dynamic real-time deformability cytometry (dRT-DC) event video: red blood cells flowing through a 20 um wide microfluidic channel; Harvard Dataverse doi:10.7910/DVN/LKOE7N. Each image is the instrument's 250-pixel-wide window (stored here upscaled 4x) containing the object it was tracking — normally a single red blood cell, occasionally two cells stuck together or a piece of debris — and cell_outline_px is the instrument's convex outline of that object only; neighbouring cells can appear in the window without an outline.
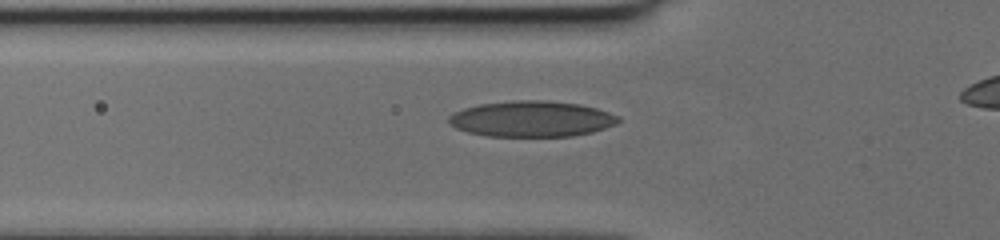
{"species": "human", "species_latin": "Homo sapiens", "temperature_condition": "cold", "stored_images_in_passage": 36, "camera_frame_rate_fps": 3000, "um_per_image_px": 0.085, "donor": {"sex": "female"}, "frame": {"image": 1, "passage_image": 10, "time_ms": 3.0, "image_size_px": [1000, 240], "cell_outline_px": [[620, 120], [616, 124], [592, 132], [572, 136], [488, 136], [468, 132], [456, 128], [448, 124], [448, 116], [452, 112], [464, 108], [480, 104], [516, 100], [544, 100], [580, 104], [596, 108], [620, 116]], "centroid_in_image_um": [45.17, 10.1], "position_along_channel_um": 80.6, "area_um2": 35.49}}
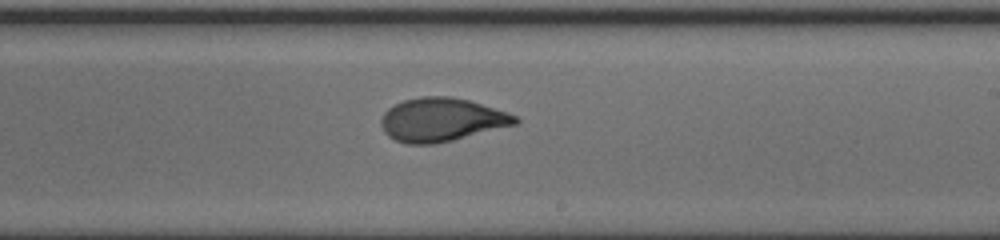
{"frame": {"image": 2, "passage_image": 22, "time_ms": 7.0, "image_size_px": [1000, 240], "cell_outline_px": [[520, 120], [516, 124], [452, 140], [432, 144], [404, 144], [388, 136], [384, 132], [380, 124], [380, 120], [384, 112], [388, 108], [404, 100], [420, 96], [452, 96], [468, 100], [508, 112], [516, 116]], "centroid_in_image_um": [37.5, 10.17], "position_along_channel_um": 251.5, "area_um2": 33.93}}
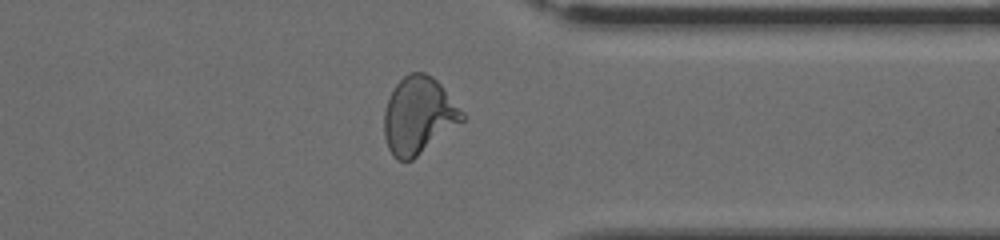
{"frame": {"image": 3, "passage_image": 31, "time_ms": 10.0, "image_size_px": [1000, 240], "cell_outline_px": [[464, 120], [412, 160], [396, 160], [392, 156], [388, 148], [384, 136], [384, 112], [388, 96], [392, 88], [404, 76], [412, 72], [424, 72], [432, 76], [440, 84], [464, 112]], "centroid_in_image_um": [35.55, 9.81], "position_along_channel_um": 375.9, "area_um2": 34.97}}